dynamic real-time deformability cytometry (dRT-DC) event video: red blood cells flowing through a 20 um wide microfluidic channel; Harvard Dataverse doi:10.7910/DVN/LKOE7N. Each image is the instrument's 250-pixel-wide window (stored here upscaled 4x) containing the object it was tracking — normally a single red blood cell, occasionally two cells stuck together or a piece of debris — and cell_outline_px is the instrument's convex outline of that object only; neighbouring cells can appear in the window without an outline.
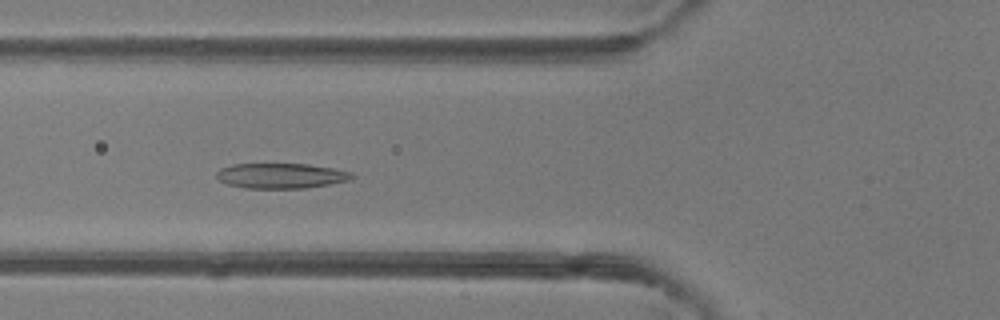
{"species": "common noctule bat (a hibernating species)", "species_latin": "Nyctalus noctula", "temperature_condition": "room temperature", "stored_images_in_passage": 43, "camera_frame_rate_fps": 3000, "um_per_image_px": 0.085, "animal": {"sex": "female"}, "frame": {"image": 1, "passage_image": 13, "time_ms": 4.0, "image_size_px": [1000, 320], "cell_outline_px": [[356, 176], [352, 180], [304, 188], [244, 188], [228, 184], [220, 180], [216, 176], [216, 172], [220, 168], [232, 164], [308, 164], [332, 168], [352, 172]], "centroid_in_image_um": [23.9, 14.94], "position_along_channel_um": 101.9, "area_um2": 19.88}}
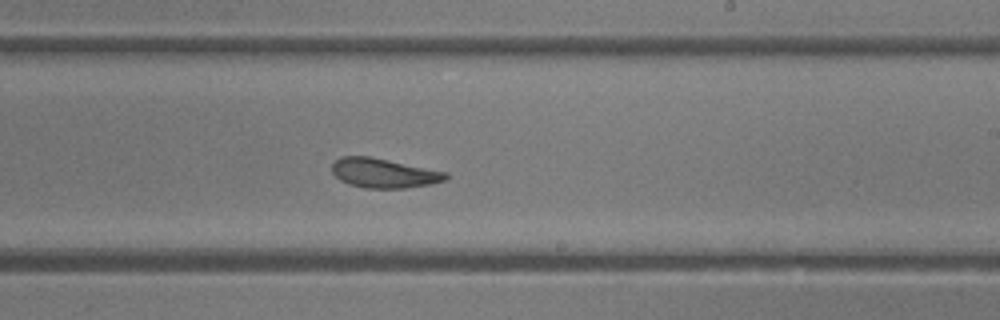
{"frame": {"image": 2, "passage_image": 24, "time_ms": 7.667, "image_size_px": [1000, 320], "cell_outline_px": [[448, 180], [432, 184], [404, 188], [364, 188], [348, 184], [340, 180], [332, 172], [332, 164], [340, 156], [368, 156], [448, 172]], "centroid_in_image_um": [32.64, 14.72], "position_along_channel_um": 256.4, "area_um2": 19.59}}
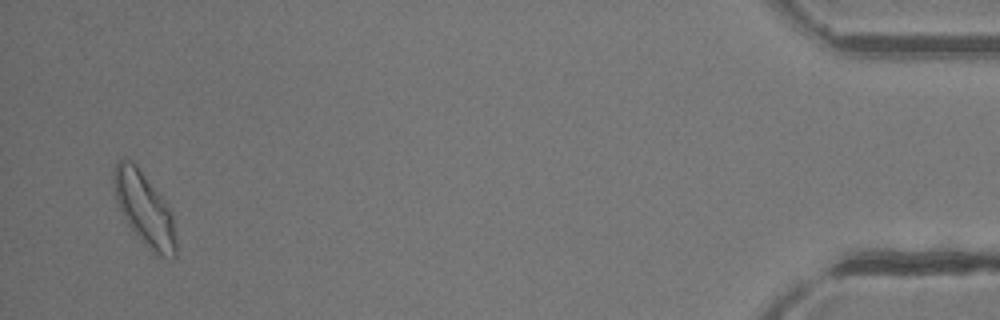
{"frame": {"image": 3, "passage_image": 42, "time_ms": 13.667, "image_size_px": [1000, 320], "cell_outline_px": [[176, 256], [156, 256], [128, 224], [116, 200], [112, 176], [112, 172], [116, 160], [124, 156], [132, 160], [136, 164], [172, 212], [176, 244]], "centroid_in_image_um": [12.23, 17.69], "position_along_channel_um": 423.0, "area_um2": 26.13}, "authors_computed_cell_mechanics": {"area_um2": 20.808, "velocity_mm_per_s": 4.2118, "shape_relaxation_time_tau1_ms": 3.2075, "shape_relaxation_time_tau2_ms": 2.6442, "deformation_change_tau1": 0.1312, "deformation_change_tau2": 0.1}}